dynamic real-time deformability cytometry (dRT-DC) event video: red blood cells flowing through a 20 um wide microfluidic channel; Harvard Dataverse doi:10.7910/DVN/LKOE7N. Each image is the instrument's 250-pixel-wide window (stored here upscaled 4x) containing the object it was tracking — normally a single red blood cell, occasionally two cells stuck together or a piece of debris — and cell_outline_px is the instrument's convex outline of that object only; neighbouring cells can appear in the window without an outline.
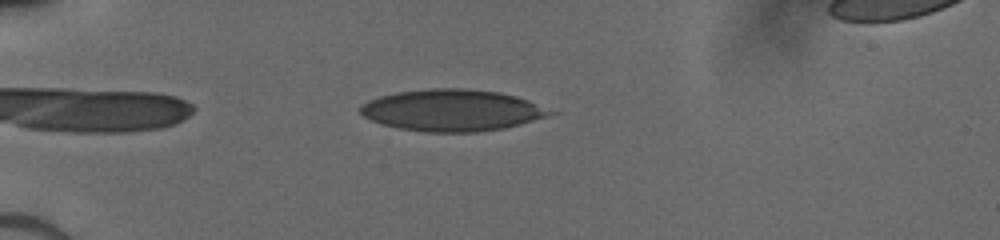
{"species": "human", "species_latin": "Homo sapiens", "temperature_condition": "cold", "stored_images_in_passage": 35, "camera_frame_rate_fps": 3000, "um_per_image_px": 0.085, "donor": {"sex": "male"}, "frame": {"image": 1, "passage_image": 4, "time_ms": 1.0, "image_size_px": [1000, 240], "cell_outline_px": [[556, 112], [532, 120], [504, 128], [476, 132], [428, 132], [400, 128], [384, 124], [372, 120], [364, 116], [360, 112], [360, 104], [368, 100], [380, 96], [396, 92], [432, 88], [464, 88], [500, 92], [516, 96], [528, 100]], "centroid_in_image_um": [38.39, 9.36], "position_along_channel_um": 46.6, "area_um2": 45.6}}
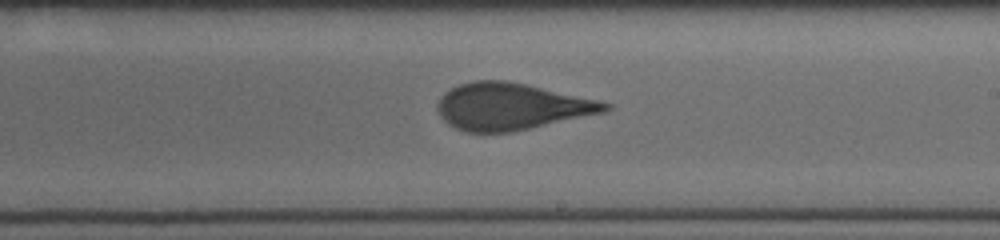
{"frame": {"image": 2, "passage_image": 21, "time_ms": 6.667, "image_size_px": [1000, 240], "cell_outline_px": [[612, 108], [604, 112], [528, 128], [508, 132], [464, 132], [448, 124], [440, 116], [436, 108], [440, 96], [444, 92], [460, 84], [472, 80], [504, 80], [524, 84], [596, 100], [612, 104]], "centroid_in_image_um": [43.39, 9.05], "position_along_channel_um": 245.6, "area_um2": 45.03}}
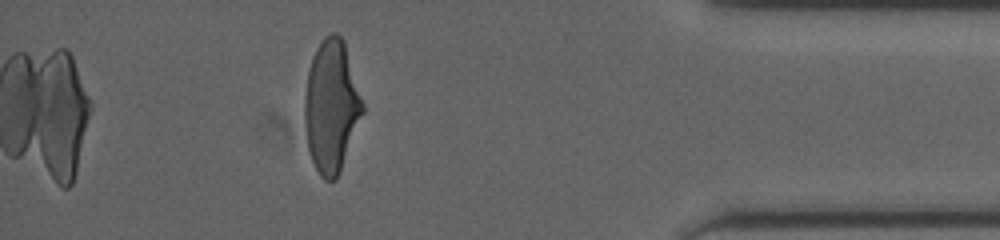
{"frame": {"image": 3, "passage_image": 35, "time_ms": 11.333, "image_size_px": [1000, 240], "cell_outline_px": [[364, 112], [340, 172], [336, 180], [324, 180], [320, 176], [312, 160], [308, 148], [304, 124], [304, 96], [308, 72], [312, 56], [316, 48], [324, 36], [332, 32], [336, 32], [344, 40], [364, 104]], "centroid_in_image_um": [28.16, 9.02], "position_along_channel_um": 407.0, "area_um2": 44.97}}